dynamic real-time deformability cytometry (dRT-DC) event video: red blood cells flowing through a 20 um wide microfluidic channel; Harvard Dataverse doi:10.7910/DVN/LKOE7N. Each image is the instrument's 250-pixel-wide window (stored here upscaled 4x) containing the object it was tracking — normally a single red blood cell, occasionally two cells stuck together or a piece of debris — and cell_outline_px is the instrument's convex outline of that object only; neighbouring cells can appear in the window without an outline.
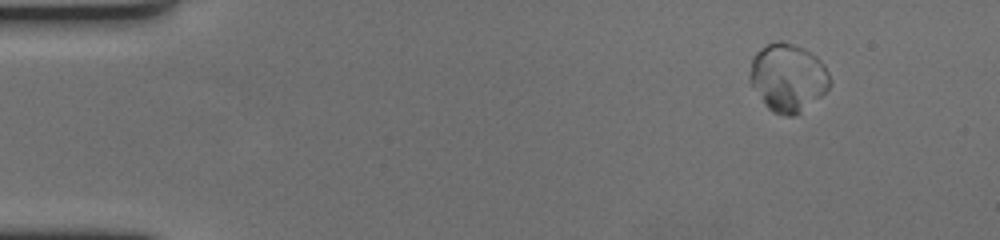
{"species": "human", "species_latin": "Homo sapiens", "temperature_condition": "cold", "stored_images_in_passage": 66, "camera_frame_rate_fps": 3000, "um_per_image_px": 0.085, "donor": {"sex": "female"}, "frame": {"image": 1, "passage_image": 10, "time_ms": 3.0, "image_size_px": [1000, 240], "cell_outline_px": [[832, 84], [820, 96], [800, 112], [792, 116], [788, 116], [772, 112], [768, 108], [748, 80], [748, 76], [752, 56], [756, 52], [768, 44], [780, 40], [804, 48], [816, 56], [824, 64], [832, 80]], "centroid_in_image_um": [66.96, 6.58], "position_along_channel_um": 18.0, "area_um2": 31.67}}
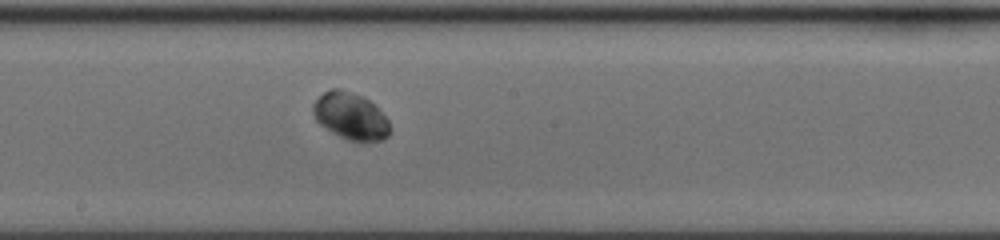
{"frame": {"image": 2, "passage_image": 38, "time_ms": 12.333, "image_size_px": [1000, 240], "cell_outline_px": [[388, 136], [384, 140], [364, 144], [348, 140], [332, 132], [320, 124], [316, 120], [312, 112], [312, 104], [324, 92], [332, 88], [340, 88], [360, 96], [368, 100], [388, 120]], "centroid_in_image_um": [29.78, 9.91], "position_along_channel_um": 218.4, "area_um2": 20.98}}
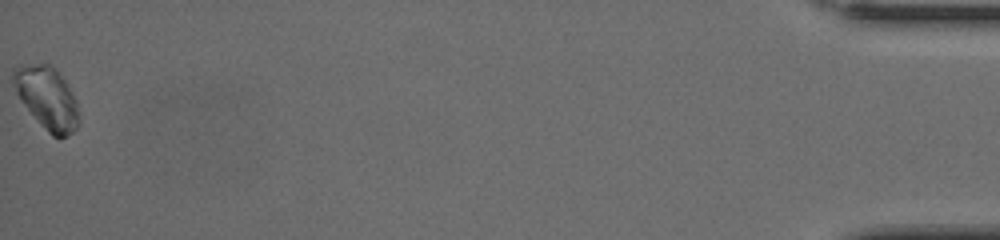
{"frame": {"image": 3, "passage_image": 66, "time_ms": 21.667, "image_size_px": [1000, 240], "cell_outline_px": [[80, 120], [76, 128], [68, 136], [60, 140], [52, 136], [40, 124], [20, 100], [16, 92], [12, 80], [12, 72], [20, 64], [48, 64], [64, 80], [76, 104]], "centroid_in_image_um": [3.97, 8.37], "position_along_channel_um": 431.2, "area_um2": 23.47}, "authors_computed_cell_mechanics": {"area_um2": 21.4149, "velocity_mm_per_s": 3.3249, "shape_relaxation_time_tau1_ms": 0.248, "shape_relaxation_time_tau2_ms": null, "deformation_change_tau1": null, "deformation_change_tau2": null}}